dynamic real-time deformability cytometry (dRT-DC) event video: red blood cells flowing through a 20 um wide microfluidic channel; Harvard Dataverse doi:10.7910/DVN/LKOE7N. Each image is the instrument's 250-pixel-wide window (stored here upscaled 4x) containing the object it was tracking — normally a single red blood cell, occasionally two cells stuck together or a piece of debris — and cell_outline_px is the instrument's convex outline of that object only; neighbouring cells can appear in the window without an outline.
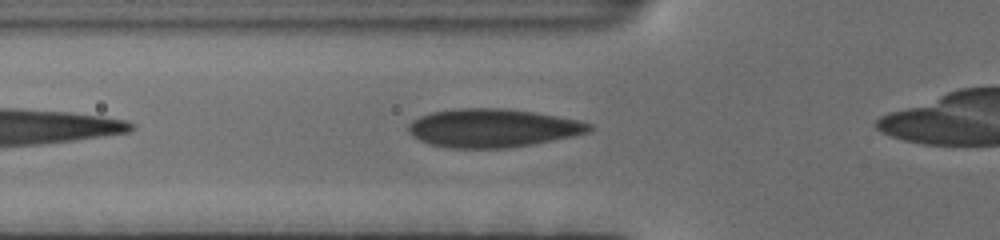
{"species": "human", "species_latin": "Homo sapiens", "temperature_condition": "cold", "stored_images_in_passage": 26, "camera_frame_rate_fps": 3000, "um_per_image_px": 0.085, "donor": {"sex": "female"}, "frame": {"image": 1, "passage_image": 3, "time_ms": 0.667, "image_size_px": [1000, 240], "cell_outline_px": [[596, 128], [592, 132], [532, 144], [504, 148], [448, 148], [428, 144], [412, 136], [408, 132], [408, 124], [412, 120], [420, 116], [432, 112], [456, 108], [504, 108], [532, 112], [580, 120], [592, 124]], "centroid_in_image_um": [41.88, 10.88], "position_along_channel_um": 83.9, "area_um2": 40.69}}
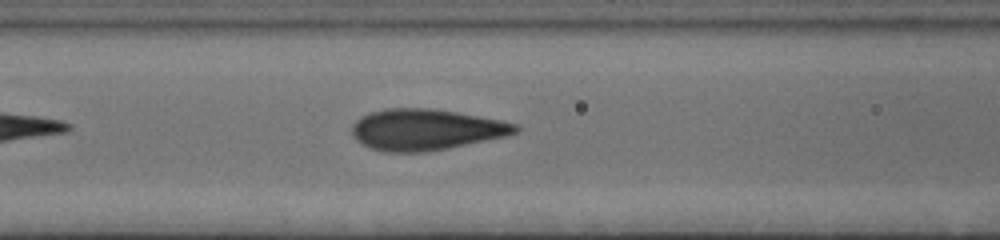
{"frame": {"image": 2, "passage_image": 11, "time_ms": 3.333, "image_size_px": [1000, 240], "cell_outline_px": [[520, 128], [516, 132], [508, 136], [428, 152], [384, 152], [368, 148], [360, 144], [352, 136], [352, 124], [360, 116], [368, 112], [384, 108], [432, 108], [456, 112], [500, 120], [520, 124]], "centroid_in_image_um": [36.16, 11.02], "position_along_channel_um": 130.4, "area_um2": 39.65}}
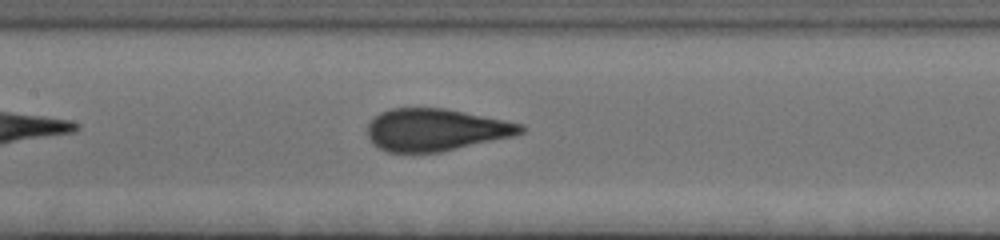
{"frame": {"image": 3, "passage_image": 18, "time_ms": 5.667, "image_size_px": [1000, 240], "cell_outline_px": [[528, 128], [524, 132], [512, 136], [440, 152], [388, 152], [372, 144], [368, 136], [368, 124], [380, 112], [392, 108], [444, 108], [524, 124]], "centroid_in_image_um": [37.04, 11.03], "position_along_channel_um": 170.4, "area_um2": 37.51}}